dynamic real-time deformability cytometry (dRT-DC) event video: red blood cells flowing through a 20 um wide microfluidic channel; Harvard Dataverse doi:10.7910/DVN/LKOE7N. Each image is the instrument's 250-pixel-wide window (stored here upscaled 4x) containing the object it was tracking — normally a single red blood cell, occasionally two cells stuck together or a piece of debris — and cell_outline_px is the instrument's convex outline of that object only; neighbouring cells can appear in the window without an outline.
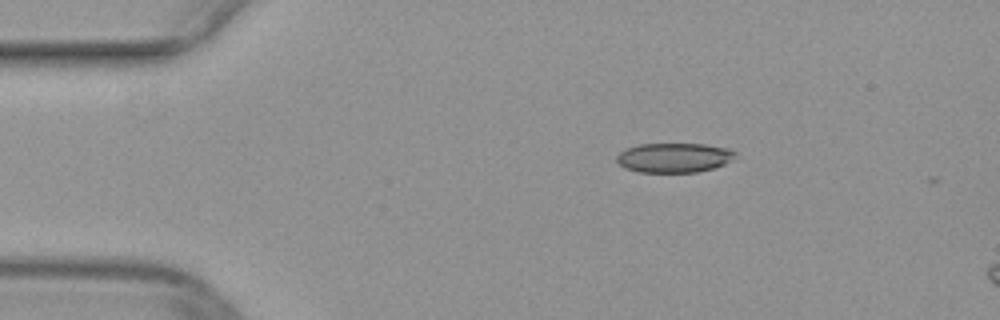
{"species": "common noctule bat (a hibernating species)", "species_latin": "Nyctalus noctula", "temperature_condition": "warm", "stored_images_in_passage": 6, "camera_frame_rate_fps": 3000, "um_per_image_px": 0.085, "animal": {"sex": "female", "body_mass_g": 29.2, "forearm_length_mm": 56.3}, "frame": {"image": 1, "passage_image": 1, "time_ms": 0.0, "image_size_px": [1000, 320], "cell_outline_px": [[736, 156], [732, 160], [724, 164], [712, 168], [696, 172], [640, 172], [624, 168], [616, 160], [616, 156], [624, 148], [640, 144], [704, 144], [728, 148], [736, 152]], "centroid_in_image_um": [57.28, 13.4], "position_along_channel_um": 27.7, "area_um2": 20.46}}